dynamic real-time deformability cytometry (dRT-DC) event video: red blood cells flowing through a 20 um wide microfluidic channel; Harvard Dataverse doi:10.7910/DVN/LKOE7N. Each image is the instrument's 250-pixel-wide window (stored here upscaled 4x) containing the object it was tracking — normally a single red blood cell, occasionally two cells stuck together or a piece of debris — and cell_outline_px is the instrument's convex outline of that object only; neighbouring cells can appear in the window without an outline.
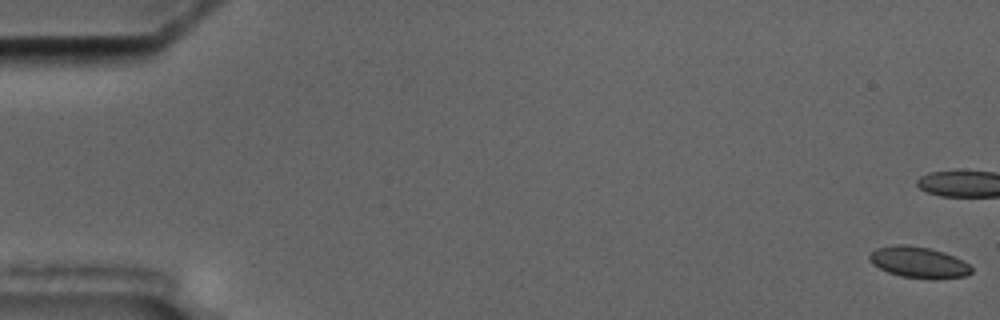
{"species": "common noctule bat (a hibernating species)", "species_latin": "Nyctalus noctula", "temperature_condition": "cold", "stored_images_in_passage": 10, "camera_frame_rate_fps": 3000, "um_per_image_px": 0.085, "animal": {"sex": "male", "body_mass_g": 17.5, "forearm_length_mm": 52.3}, "frame": {"image": 1, "passage_image": 1, "time_ms": 0.0, "image_size_px": [1000, 320], "cell_outline_px": [[972, 272], [968, 276], [936, 280], [900, 276], [888, 272], [872, 264], [868, 260], [868, 256], [876, 248], [896, 244], [904, 244], [928, 248], [944, 252], [968, 264], [972, 268]], "centroid_in_image_um": [78.08, 22.31], "position_along_channel_um": 6.9, "area_um2": 18.61}}
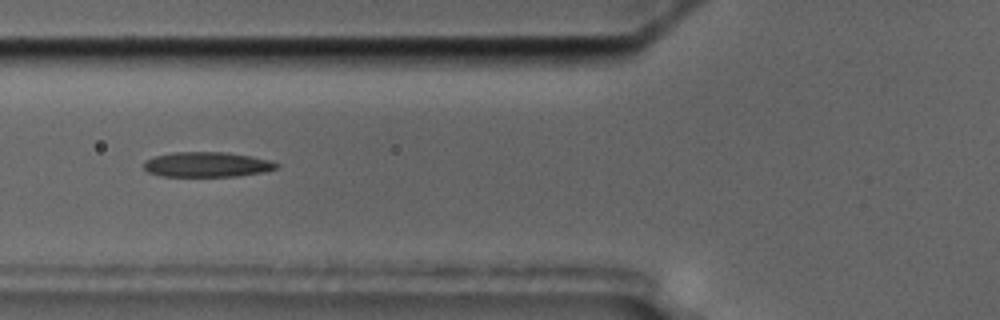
{"frame": {"image": 2, "passage_image": 7, "time_ms": 8.0, "image_size_px": [1000, 320], "cell_outline_px": [[280, 164], [276, 168], [264, 172], [236, 176], [164, 176], [148, 172], [144, 168], [144, 160], [152, 156], [172, 152], [228, 152], [252, 156], [268, 160]], "centroid_in_image_um": [17.57, 13.97], "position_along_channel_um": 108.2, "area_um2": 19.42}}
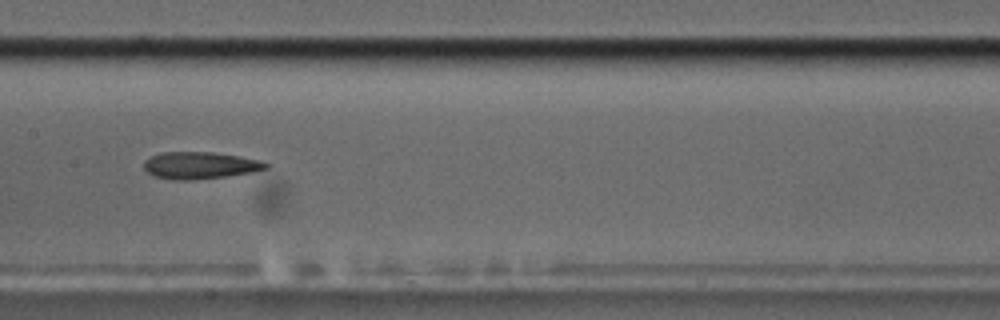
{"frame": {"image": 3, "passage_image": 9, "time_ms": 10.333, "image_size_px": [1000, 320], "cell_outline_px": [[268, 168], [252, 172], [228, 176], [192, 180], [172, 180], [156, 176], [148, 172], [144, 168], [144, 160], [160, 152], [212, 152], [240, 156], [260, 160], [268, 164]], "centroid_in_image_um": [17.0, 14.05], "position_along_channel_um": 190.4, "area_um2": 19.19}}